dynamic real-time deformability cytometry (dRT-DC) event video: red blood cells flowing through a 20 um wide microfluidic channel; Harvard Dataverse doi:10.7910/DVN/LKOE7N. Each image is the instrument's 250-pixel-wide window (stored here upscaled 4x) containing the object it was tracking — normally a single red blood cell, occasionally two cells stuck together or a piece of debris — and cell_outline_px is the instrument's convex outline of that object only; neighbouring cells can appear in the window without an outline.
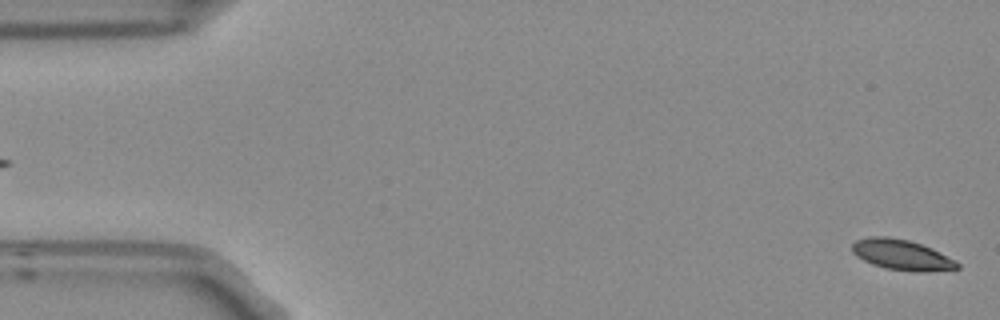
{"species": "Egyptian fruit bat (a non-hibernating species)", "species_latin": "Rousettus aegyptiacus", "temperature_condition": "room temperature", "stored_images_in_passage": 5, "segment_of_instrument_passage": [2, 2], "camera_frame_rate_fps": 3000, "um_per_image_px": 0.085, "frame": {"image": 1, "passage_image": 5, "time_ms": 1.333, "image_size_px": [1000, 320], "cell_outline_px": [[960, 268], [924, 272], [916, 272], [884, 268], [872, 264], [856, 256], [852, 252], [852, 244], [856, 240], [868, 236], [888, 236], [908, 240], [932, 248], [956, 260], [960, 264]], "centroid_in_image_um": [76.64, 21.66], "position_along_channel_um": 8.4, "area_um2": 18.79}}